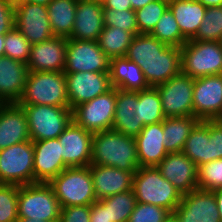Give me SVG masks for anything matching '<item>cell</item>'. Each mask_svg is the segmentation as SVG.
Here are the masks:
<instances>
[{"label": "cell", "instance_id": "cell-46", "mask_svg": "<svg viewBox=\"0 0 222 222\" xmlns=\"http://www.w3.org/2000/svg\"><path fill=\"white\" fill-rule=\"evenodd\" d=\"M14 27V7L8 0H0V34H6Z\"/></svg>", "mask_w": 222, "mask_h": 222}, {"label": "cell", "instance_id": "cell-33", "mask_svg": "<svg viewBox=\"0 0 222 222\" xmlns=\"http://www.w3.org/2000/svg\"><path fill=\"white\" fill-rule=\"evenodd\" d=\"M150 35L167 45L180 48L188 41L182 35L179 25L169 8L160 17Z\"/></svg>", "mask_w": 222, "mask_h": 222}, {"label": "cell", "instance_id": "cell-28", "mask_svg": "<svg viewBox=\"0 0 222 222\" xmlns=\"http://www.w3.org/2000/svg\"><path fill=\"white\" fill-rule=\"evenodd\" d=\"M169 9L182 35L190 40L198 32L207 7L198 0H169Z\"/></svg>", "mask_w": 222, "mask_h": 222}, {"label": "cell", "instance_id": "cell-56", "mask_svg": "<svg viewBox=\"0 0 222 222\" xmlns=\"http://www.w3.org/2000/svg\"><path fill=\"white\" fill-rule=\"evenodd\" d=\"M164 222H178L177 218L171 213Z\"/></svg>", "mask_w": 222, "mask_h": 222}, {"label": "cell", "instance_id": "cell-30", "mask_svg": "<svg viewBox=\"0 0 222 222\" xmlns=\"http://www.w3.org/2000/svg\"><path fill=\"white\" fill-rule=\"evenodd\" d=\"M200 120L194 116L171 117L163 121V142L168 153L182 152L191 130Z\"/></svg>", "mask_w": 222, "mask_h": 222}, {"label": "cell", "instance_id": "cell-9", "mask_svg": "<svg viewBox=\"0 0 222 222\" xmlns=\"http://www.w3.org/2000/svg\"><path fill=\"white\" fill-rule=\"evenodd\" d=\"M116 104V88L72 109V119L92 134L112 130Z\"/></svg>", "mask_w": 222, "mask_h": 222}, {"label": "cell", "instance_id": "cell-43", "mask_svg": "<svg viewBox=\"0 0 222 222\" xmlns=\"http://www.w3.org/2000/svg\"><path fill=\"white\" fill-rule=\"evenodd\" d=\"M170 214L164 207L137 202L128 222H164Z\"/></svg>", "mask_w": 222, "mask_h": 222}, {"label": "cell", "instance_id": "cell-24", "mask_svg": "<svg viewBox=\"0 0 222 222\" xmlns=\"http://www.w3.org/2000/svg\"><path fill=\"white\" fill-rule=\"evenodd\" d=\"M97 200L132 190L135 172L104 165H89Z\"/></svg>", "mask_w": 222, "mask_h": 222}, {"label": "cell", "instance_id": "cell-8", "mask_svg": "<svg viewBox=\"0 0 222 222\" xmlns=\"http://www.w3.org/2000/svg\"><path fill=\"white\" fill-rule=\"evenodd\" d=\"M33 141L0 150V184L24 186L34 183Z\"/></svg>", "mask_w": 222, "mask_h": 222}, {"label": "cell", "instance_id": "cell-42", "mask_svg": "<svg viewBox=\"0 0 222 222\" xmlns=\"http://www.w3.org/2000/svg\"><path fill=\"white\" fill-rule=\"evenodd\" d=\"M104 26L119 27L133 33L138 34V25L135 11L128 10H113L104 8L103 11Z\"/></svg>", "mask_w": 222, "mask_h": 222}, {"label": "cell", "instance_id": "cell-20", "mask_svg": "<svg viewBox=\"0 0 222 222\" xmlns=\"http://www.w3.org/2000/svg\"><path fill=\"white\" fill-rule=\"evenodd\" d=\"M34 183H49L67 168L58 138L33 141Z\"/></svg>", "mask_w": 222, "mask_h": 222}, {"label": "cell", "instance_id": "cell-51", "mask_svg": "<svg viewBox=\"0 0 222 222\" xmlns=\"http://www.w3.org/2000/svg\"><path fill=\"white\" fill-rule=\"evenodd\" d=\"M206 7L222 6V0H198Z\"/></svg>", "mask_w": 222, "mask_h": 222}, {"label": "cell", "instance_id": "cell-23", "mask_svg": "<svg viewBox=\"0 0 222 222\" xmlns=\"http://www.w3.org/2000/svg\"><path fill=\"white\" fill-rule=\"evenodd\" d=\"M104 6L100 1H77L70 39L97 41L104 28Z\"/></svg>", "mask_w": 222, "mask_h": 222}, {"label": "cell", "instance_id": "cell-27", "mask_svg": "<svg viewBox=\"0 0 222 222\" xmlns=\"http://www.w3.org/2000/svg\"><path fill=\"white\" fill-rule=\"evenodd\" d=\"M111 86L124 90L138 92L149 88L141 68L126 56L110 59Z\"/></svg>", "mask_w": 222, "mask_h": 222}, {"label": "cell", "instance_id": "cell-40", "mask_svg": "<svg viewBox=\"0 0 222 222\" xmlns=\"http://www.w3.org/2000/svg\"><path fill=\"white\" fill-rule=\"evenodd\" d=\"M18 185L0 184V222L18 219Z\"/></svg>", "mask_w": 222, "mask_h": 222}, {"label": "cell", "instance_id": "cell-29", "mask_svg": "<svg viewBox=\"0 0 222 222\" xmlns=\"http://www.w3.org/2000/svg\"><path fill=\"white\" fill-rule=\"evenodd\" d=\"M182 152L198 167L214 160L209 141V120H200L191 130Z\"/></svg>", "mask_w": 222, "mask_h": 222}, {"label": "cell", "instance_id": "cell-57", "mask_svg": "<svg viewBox=\"0 0 222 222\" xmlns=\"http://www.w3.org/2000/svg\"><path fill=\"white\" fill-rule=\"evenodd\" d=\"M215 120L222 125V113Z\"/></svg>", "mask_w": 222, "mask_h": 222}, {"label": "cell", "instance_id": "cell-10", "mask_svg": "<svg viewBox=\"0 0 222 222\" xmlns=\"http://www.w3.org/2000/svg\"><path fill=\"white\" fill-rule=\"evenodd\" d=\"M194 80L180 72L165 83L155 86L161 97L165 118L194 116Z\"/></svg>", "mask_w": 222, "mask_h": 222}, {"label": "cell", "instance_id": "cell-58", "mask_svg": "<svg viewBox=\"0 0 222 222\" xmlns=\"http://www.w3.org/2000/svg\"><path fill=\"white\" fill-rule=\"evenodd\" d=\"M102 4H104L107 0H99Z\"/></svg>", "mask_w": 222, "mask_h": 222}, {"label": "cell", "instance_id": "cell-48", "mask_svg": "<svg viewBox=\"0 0 222 222\" xmlns=\"http://www.w3.org/2000/svg\"><path fill=\"white\" fill-rule=\"evenodd\" d=\"M104 8L113 9V10H128L132 9L130 0H107L103 4Z\"/></svg>", "mask_w": 222, "mask_h": 222}, {"label": "cell", "instance_id": "cell-26", "mask_svg": "<svg viewBox=\"0 0 222 222\" xmlns=\"http://www.w3.org/2000/svg\"><path fill=\"white\" fill-rule=\"evenodd\" d=\"M135 141L139 167H156L168 154L163 142V122L144 126Z\"/></svg>", "mask_w": 222, "mask_h": 222}, {"label": "cell", "instance_id": "cell-4", "mask_svg": "<svg viewBox=\"0 0 222 222\" xmlns=\"http://www.w3.org/2000/svg\"><path fill=\"white\" fill-rule=\"evenodd\" d=\"M48 184L61 208L92 205L97 201L89 166L67 167Z\"/></svg>", "mask_w": 222, "mask_h": 222}, {"label": "cell", "instance_id": "cell-44", "mask_svg": "<svg viewBox=\"0 0 222 222\" xmlns=\"http://www.w3.org/2000/svg\"><path fill=\"white\" fill-rule=\"evenodd\" d=\"M59 222H90V205L61 208Z\"/></svg>", "mask_w": 222, "mask_h": 222}, {"label": "cell", "instance_id": "cell-55", "mask_svg": "<svg viewBox=\"0 0 222 222\" xmlns=\"http://www.w3.org/2000/svg\"><path fill=\"white\" fill-rule=\"evenodd\" d=\"M4 56V34H0V57Z\"/></svg>", "mask_w": 222, "mask_h": 222}, {"label": "cell", "instance_id": "cell-16", "mask_svg": "<svg viewBox=\"0 0 222 222\" xmlns=\"http://www.w3.org/2000/svg\"><path fill=\"white\" fill-rule=\"evenodd\" d=\"M156 167L182 195L198 189V166L183 152L168 153Z\"/></svg>", "mask_w": 222, "mask_h": 222}, {"label": "cell", "instance_id": "cell-5", "mask_svg": "<svg viewBox=\"0 0 222 222\" xmlns=\"http://www.w3.org/2000/svg\"><path fill=\"white\" fill-rule=\"evenodd\" d=\"M181 72L193 79L222 74L220 42L188 40L181 47Z\"/></svg>", "mask_w": 222, "mask_h": 222}, {"label": "cell", "instance_id": "cell-39", "mask_svg": "<svg viewBox=\"0 0 222 222\" xmlns=\"http://www.w3.org/2000/svg\"><path fill=\"white\" fill-rule=\"evenodd\" d=\"M31 43L13 27L4 34V56L27 64L30 57Z\"/></svg>", "mask_w": 222, "mask_h": 222}, {"label": "cell", "instance_id": "cell-54", "mask_svg": "<svg viewBox=\"0 0 222 222\" xmlns=\"http://www.w3.org/2000/svg\"><path fill=\"white\" fill-rule=\"evenodd\" d=\"M51 0H29L30 3H33V4H39V5H43V6H46L49 4Z\"/></svg>", "mask_w": 222, "mask_h": 222}, {"label": "cell", "instance_id": "cell-11", "mask_svg": "<svg viewBox=\"0 0 222 222\" xmlns=\"http://www.w3.org/2000/svg\"><path fill=\"white\" fill-rule=\"evenodd\" d=\"M110 72V58L97 41L67 39L64 73Z\"/></svg>", "mask_w": 222, "mask_h": 222}, {"label": "cell", "instance_id": "cell-32", "mask_svg": "<svg viewBox=\"0 0 222 222\" xmlns=\"http://www.w3.org/2000/svg\"><path fill=\"white\" fill-rule=\"evenodd\" d=\"M135 35L119 27L104 26L98 37V44L110 58L124 57Z\"/></svg>", "mask_w": 222, "mask_h": 222}, {"label": "cell", "instance_id": "cell-13", "mask_svg": "<svg viewBox=\"0 0 222 222\" xmlns=\"http://www.w3.org/2000/svg\"><path fill=\"white\" fill-rule=\"evenodd\" d=\"M70 109L106 93L112 86L109 72L65 73Z\"/></svg>", "mask_w": 222, "mask_h": 222}, {"label": "cell", "instance_id": "cell-19", "mask_svg": "<svg viewBox=\"0 0 222 222\" xmlns=\"http://www.w3.org/2000/svg\"><path fill=\"white\" fill-rule=\"evenodd\" d=\"M67 38L54 36L41 43L32 44L27 62L29 72H64Z\"/></svg>", "mask_w": 222, "mask_h": 222}, {"label": "cell", "instance_id": "cell-34", "mask_svg": "<svg viewBox=\"0 0 222 222\" xmlns=\"http://www.w3.org/2000/svg\"><path fill=\"white\" fill-rule=\"evenodd\" d=\"M167 46L150 34H137L128 48L126 57L133 62L137 59L152 60Z\"/></svg>", "mask_w": 222, "mask_h": 222}, {"label": "cell", "instance_id": "cell-35", "mask_svg": "<svg viewBox=\"0 0 222 222\" xmlns=\"http://www.w3.org/2000/svg\"><path fill=\"white\" fill-rule=\"evenodd\" d=\"M108 206L109 222H128L137 200L133 190L101 199Z\"/></svg>", "mask_w": 222, "mask_h": 222}, {"label": "cell", "instance_id": "cell-45", "mask_svg": "<svg viewBox=\"0 0 222 222\" xmlns=\"http://www.w3.org/2000/svg\"><path fill=\"white\" fill-rule=\"evenodd\" d=\"M209 141L212 142L214 160L222 158V125L209 120Z\"/></svg>", "mask_w": 222, "mask_h": 222}, {"label": "cell", "instance_id": "cell-52", "mask_svg": "<svg viewBox=\"0 0 222 222\" xmlns=\"http://www.w3.org/2000/svg\"><path fill=\"white\" fill-rule=\"evenodd\" d=\"M8 2L12 7L15 8L20 4L29 2V0H8Z\"/></svg>", "mask_w": 222, "mask_h": 222}, {"label": "cell", "instance_id": "cell-14", "mask_svg": "<svg viewBox=\"0 0 222 222\" xmlns=\"http://www.w3.org/2000/svg\"><path fill=\"white\" fill-rule=\"evenodd\" d=\"M193 106L199 120H215L222 113V74L194 80Z\"/></svg>", "mask_w": 222, "mask_h": 222}, {"label": "cell", "instance_id": "cell-50", "mask_svg": "<svg viewBox=\"0 0 222 222\" xmlns=\"http://www.w3.org/2000/svg\"><path fill=\"white\" fill-rule=\"evenodd\" d=\"M130 1L132 5V10L136 11L138 9L145 7L148 3L154 0H130Z\"/></svg>", "mask_w": 222, "mask_h": 222}, {"label": "cell", "instance_id": "cell-31", "mask_svg": "<svg viewBox=\"0 0 222 222\" xmlns=\"http://www.w3.org/2000/svg\"><path fill=\"white\" fill-rule=\"evenodd\" d=\"M78 0H51L47 5L48 18L54 36L69 38L75 21Z\"/></svg>", "mask_w": 222, "mask_h": 222}, {"label": "cell", "instance_id": "cell-38", "mask_svg": "<svg viewBox=\"0 0 222 222\" xmlns=\"http://www.w3.org/2000/svg\"><path fill=\"white\" fill-rule=\"evenodd\" d=\"M141 119L144 126L163 122L161 97L156 87L150 86L141 91Z\"/></svg>", "mask_w": 222, "mask_h": 222}, {"label": "cell", "instance_id": "cell-2", "mask_svg": "<svg viewBox=\"0 0 222 222\" xmlns=\"http://www.w3.org/2000/svg\"><path fill=\"white\" fill-rule=\"evenodd\" d=\"M132 190L138 203L164 207L171 213L182 194L164 178L157 167H139L133 176Z\"/></svg>", "mask_w": 222, "mask_h": 222}, {"label": "cell", "instance_id": "cell-21", "mask_svg": "<svg viewBox=\"0 0 222 222\" xmlns=\"http://www.w3.org/2000/svg\"><path fill=\"white\" fill-rule=\"evenodd\" d=\"M144 73L149 86L165 83L181 72V48L168 45L152 60L134 61Z\"/></svg>", "mask_w": 222, "mask_h": 222}, {"label": "cell", "instance_id": "cell-12", "mask_svg": "<svg viewBox=\"0 0 222 222\" xmlns=\"http://www.w3.org/2000/svg\"><path fill=\"white\" fill-rule=\"evenodd\" d=\"M14 27L31 43L37 44L54 37L46 6L23 3L14 8Z\"/></svg>", "mask_w": 222, "mask_h": 222}, {"label": "cell", "instance_id": "cell-7", "mask_svg": "<svg viewBox=\"0 0 222 222\" xmlns=\"http://www.w3.org/2000/svg\"><path fill=\"white\" fill-rule=\"evenodd\" d=\"M23 107L32 141L55 139L71 123L72 110L49 105H20Z\"/></svg>", "mask_w": 222, "mask_h": 222}, {"label": "cell", "instance_id": "cell-15", "mask_svg": "<svg viewBox=\"0 0 222 222\" xmlns=\"http://www.w3.org/2000/svg\"><path fill=\"white\" fill-rule=\"evenodd\" d=\"M172 214L178 222H220L213 191L196 189L182 195Z\"/></svg>", "mask_w": 222, "mask_h": 222}, {"label": "cell", "instance_id": "cell-22", "mask_svg": "<svg viewBox=\"0 0 222 222\" xmlns=\"http://www.w3.org/2000/svg\"><path fill=\"white\" fill-rule=\"evenodd\" d=\"M29 140L23 107L17 103H0V150Z\"/></svg>", "mask_w": 222, "mask_h": 222}, {"label": "cell", "instance_id": "cell-17", "mask_svg": "<svg viewBox=\"0 0 222 222\" xmlns=\"http://www.w3.org/2000/svg\"><path fill=\"white\" fill-rule=\"evenodd\" d=\"M93 134L80 127L73 120L58 136L62 158L67 167L89 166L91 162Z\"/></svg>", "mask_w": 222, "mask_h": 222}, {"label": "cell", "instance_id": "cell-1", "mask_svg": "<svg viewBox=\"0 0 222 222\" xmlns=\"http://www.w3.org/2000/svg\"><path fill=\"white\" fill-rule=\"evenodd\" d=\"M90 164L136 172L139 168V161L135 138L114 130L94 133Z\"/></svg>", "mask_w": 222, "mask_h": 222}, {"label": "cell", "instance_id": "cell-36", "mask_svg": "<svg viewBox=\"0 0 222 222\" xmlns=\"http://www.w3.org/2000/svg\"><path fill=\"white\" fill-rule=\"evenodd\" d=\"M222 38V6L207 7L195 41L220 42Z\"/></svg>", "mask_w": 222, "mask_h": 222}, {"label": "cell", "instance_id": "cell-41", "mask_svg": "<svg viewBox=\"0 0 222 222\" xmlns=\"http://www.w3.org/2000/svg\"><path fill=\"white\" fill-rule=\"evenodd\" d=\"M222 188V158L198 167V189L213 191Z\"/></svg>", "mask_w": 222, "mask_h": 222}, {"label": "cell", "instance_id": "cell-37", "mask_svg": "<svg viewBox=\"0 0 222 222\" xmlns=\"http://www.w3.org/2000/svg\"><path fill=\"white\" fill-rule=\"evenodd\" d=\"M169 8V0H154L135 11L138 34H150L160 17Z\"/></svg>", "mask_w": 222, "mask_h": 222}, {"label": "cell", "instance_id": "cell-47", "mask_svg": "<svg viewBox=\"0 0 222 222\" xmlns=\"http://www.w3.org/2000/svg\"><path fill=\"white\" fill-rule=\"evenodd\" d=\"M90 222H109L108 206L101 199L90 205Z\"/></svg>", "mask_w": 222, "mask_h": 222}, {"label": "cell", "instance_id": "cell-6", "mask_svg": "<svg viewBox=\"0 0 222 222\" xmlns=\"http://www.w3.org/2000/svg\"><path fill=\"white\" fill-rule=\"evenodd\" d=\"M18 217L59 222L61 207L48 183H33L18 188Z\"/></svg>", "mask_w": 222, "mask_h": 222}, {"label": "cell", "instance_id": "cell-53", "mask_svg": "<svg viewBox=\"0 0 222 222\" xmlns=\"http://www.w3.org/2000/svg\"><path fill=\"white\" fill-rule=\"evenodd\" d=\"M16 222H46V221H43V220H36L35 218L32 219V218H22V217H18L17 221Z\"/></svg>", "mask_w": 222, "mask_h": 222}, {"label": "cell", "instance_id": "cell-59", "mask_svg": "<svg viewBox=\"0 0 222 222\" xmlns=\"http://www.w3.org/2000/svg\"><path fill=\"white\" fill-rule=\"evenodd\" d=\"M79 1H88V0H79ZM90 1H99V0H90Z\"/></svg>", "mask_w": 222, "mask_h": 222}, {"label": "cell", "instance_id": "cell-25", "mask_svg": "<svg viewBox=\"0 0 222 222\" xmlns=\"http://www.w3.org/2000/svg\"><path fill=\"white\" fill-rule=\"evenodd\" d=\"M27 64L0 57V103H17L27 82Z\"/></svg>", "mask_w": 222, "mask_h": 222}, {"label": "cell", "instance_id": "cell-18", "mask_svg": "<svg viewBox=\"0 0 222 222\" xmlns=\"http://www.w3.org/2000/svg\"><path fill=\"white\" fill-rule=\"evenodd\" d=\"M144 128L141 119V91L116 89L115 114L112 130L136 137Z\"/></svg>", "mask_w": 222, "mask_h": 222}, {"label": "cell", "instance_id": "cell-3", "mask_svg": "<svg viewBox=\"0 0 222 222\" xmlns=\"http://www.w3.org/2000/svg\"><path fill=\"white\" fill-rule=\"evenodd\" d=\"M18 105L69 106L64 72H29Z\"/></svg>", "mask_w": 222, "mask_h": 222}, {"label": "cell", "instance_id": "cell-49", "mask_svg": "<svg viewBox=\"0 0 222 222\" xmlns=\"http://www.w3.org/2000/svg\"><path fill=\"white\" fill-rule=\"evenodd\" d=\"M216 203H217V209L220 215V222H222V188H218L213 190Z\"/></svg>", "mask_w": 222, "mask_h": 222}]
</instances>
